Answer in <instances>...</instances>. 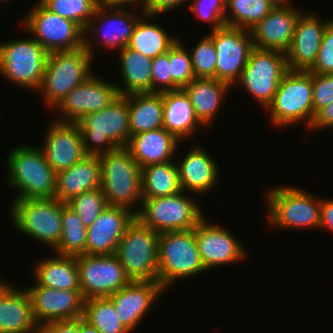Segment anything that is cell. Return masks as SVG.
Segmentation results:
<instances>
[{
    "instance_id": "cell-1",
    "label": "cell",
    "mask_w": 333,
    "mask_h": 333,
    "mask_svg": "<svg viewBox=\"0 0 333 333\" xmlns=\"http://www.w3.org/2000/svg\"><path fill=\"white\" fill-rule=\"evenodd\" d=\"M128 100L119 95L102 110L77 121L86 155L100 156L126 148L130 139Z\"/></svg>"
},
{
    "instance_id": "cell-2",
    "label": "cell",
    "mask_w": 333,
    "mask_h": 333,
    "mask_svg": "<svg viewBox=\"0 0 333 333\" xmlns=\"http://www.w3.org/2000/svg\"><path fill=\"white\" fill-rule=\"evenodd\" d=\"M34 146L19 145L7 155V184L18 192L15 199L55 197L57 173L46 161L40 146Z\"/></svg>"
},
{
    "instance_id": "cell-3",
    "label": "cell",
    "mask_w": 333,
    "mask_h": 333,
    "mask_svg": "<svg viewBox=\"0 0 333 333\" xmlns=\"http://www.w3.org/2000/svg\"><path fill=\"white\" fill-rule=\"evenodd\" d=\"M99 159L101 162L100 188L108 206L125 208L137 215L143 201L141 167L126 148H118L102 154Z\"/></svg>"
},
{
    "instance_id": "cell-4",
    "label": "cell",
    "mask_w": 333,
    "mask_h": 333,
    "mask_svg": "<svg viewBox=\"0 0 333 333\" xmlns=\"http://www.w3.org/2000/svg\"><path fill=\"white\" fill-rule=\"evenodd\" d=\"M93 56L83 46L73 51L48 53L43 79L38 93H42L44 108L53 110L76 86L93 73Z\"/></svg>"
},
{
    "instance_id": "cell-5",
    "label": "cell",
    "mask_w": 333,
    "mask_h": 333,
    "mask_svg": "<svg viewBox=\"0 0 333 333\" xmlns=\"http://www.w3.org/2000/svg\"><path fill=\"white\" fill-rule=\"evenodd\" d=\"M67 206L54 198L13 199L9 207L12 226L54 251L62 235V210Z\"/></svg>"
},
{
    "instance_id": "cell-6",
    "label": "cell",
    "mask_w": 333,
    "mask_h": 333,
    "mask_svg": "<svg viewBox=\"0 0 333 333\" xmlns=\"http://www.w3.org/2000/svg\"><path fill=\"white\" fill-rule=\"evenodd\" d=\"M265 194L267 223L272 228L320 229L321 198L289 185L268 188Z\"/></svg>"
},
{
    "instance_id": "cell-7",
    "label": "cell",
    "mask_w": 333,
    "mask_h": 333,
    "mask_svg": "<svg viewBox=\"0 0 333 333\" xmlns=\"http://www.w3.org/2000/svg\"><path fill=\"white\" fill-rule=\"evenodd\" d=\"M312 73L288 70L282 77L272 102L265 109L274 126H293L300 121L309 129L315 117L312 103Z\"/></svg>"
},
{
    "instance_id": "cell-8",
    "label": "cell",
    "mask_w": 333,
    "mask_h": 333,
    "mask_svg": "<svg viewBox=\"0 0 333 333\" xmlns=\"http://www.w3.org/2000/svg\"><path fill=\"white\" fill-rule=\"evenodd\" d=\"M159 283L167 287L175 281L207 272L195 239V228L162 232L158 239Z\"/></svg>"
},
{
    "instance_id": "cell-9",
    "label": "cell",
    "mask_w": 333,
    "mask_h": 333,
    "mask_svg": "<svg viewBox=\"0 0 333 333\" xmlns=\"http://www.w3.org/2000/svg\"><path fill=\"white\" fill-rule=\"evenodd\" d=\"M191 197L181 191L171 196L143 198L136 219L158 233L194 229L205 215Z\"/></svg>"
},
{
    "instance_id": "cell-10",
    "label": "cell",
    "mask_w": 333,
    "mask_h": 333,
    "mask_svg": "<svg viewBox=\"0 0 333 333\" xmlns=\"http://www.w3.org/2000/svg\"><path fill=\"white\" fill-rule=\"evenodd\" d=\"M48 52L30 35L0 43V74L11 84L40 88Z\"/></svg>"
},
{
    "instance_id": "cell-11",
    "label": "cell",
    "mask_w": 333,
    "mask_h": 333,
    "mask_svg": "<svg viewBox=\"0 0 333 333\" xmlns=\"http://www.w3.org/2000/svg\"><path fill=\"white\" fill-rule=\"evenodd\" d=\"M160 233L142 225L137 219L127 228L115 255L131 281H157L158 239Z\"/></svg>"
},
{
    "instance_id": "cell-12",
    "label": "cell",
    "mask_w": 333,
    "mask_h": 333,
    "mask_svg": "<svg viewBox=\"0 0 333 333\" xmlns=\"http://www.w3.org/2000/svg\"><path fill=\"white\" fill-rule=\"evenodd\" d=\"M23 24L48 53L73 51L84 46V30L74 21L46 9L39 1L25 13Z\"/></svg>"
},
{
    "instance_id": "cell-13",
    "label": "cell",
    "mask_w": 333,
    "mask_h": 333,
    "mask_svg": "<svg viewBox=\"0 0 333 333\" xmlns=\"http://www.w3.org/2000/svg\"><path fill=\"white\" fill-rule=\"evenodd\" d=\"M287 71L285 53L254 48L236 84L242 85L264 110L272 102Z\"/></svg>"
},
{
    "instance_id": "cell-14",
    "label": "cell",
    "mask_w": 333,
    "mask_h": 333,
    "mask_svg": "<svg viewBox=\"0 0 333 333\" xmlns=\"http://www.w3.org/2000/svg\"><path fill=\"white\" fill-rule=\"evenodd\" d=\"M128 9L125 6L98 5L94 16L84 29V47L93 58L96 52L92 46L94 43L90 40L92 38H88V33H94L98 38L100 37L97 39L96 35H92L95 42H98V45L101 43L100 45L106 49L116 48L120 51L128 46L138 20L146 13L144 9H139L140 14L138 15V13H133Z\"/></svg>"
},
{
    "instance_id": "cell-15",
    "label": "cell",
    "mask_w": 333,
    "mask_h": 333,
    "mask_svg": "<svg viewBox=\"0 0 333 333\" xmlns=\"http://www.w3.org/2000/svg\"><path fill=\"white\" fill-rule=\"evenodd\" d=\"M76 263L85 300L110 297L131 282L115 254H83L76 256Z\"/></svg>"
},
{
    "instance_id": "cell-16",
    "label": "cell",
    "mask_w": 333,
    "mask_h": 333,
    "mask_svg": "<svg viewBox=\"0 0 333 333\" xmlns=\"http://www.w3.org/2000/svg\"><path fill=\"white\" fill-rule=\"evenodd\" d=\"M206 34L213 40L217 53L216 79L234 87L254 49L251 32L224 26Z\"/></svg>"
},
{
    "instance_id": "cell-17",
    "label": "cell",
    "mask_w": 333,
    "mask_h": 333,
    "mask_svg": "<svg viewBox=\"0 0 333 333\" xmlns=\"http://www.w3.org/2000/svg\"><path fill=\"white\" fill-rule=\"evenodd\" d=\"M119 96L116 83L106 81L94 73L72 89L53 109L60 116L55 120L77 122L84 115L102 110Z\"/></svg>"
},
{
    "instance_id": "cell-18",
    "label": "cell",
    "mask_w": 333,
    "mask_h": 333,
    "mask_svg": "<svg viewBox=\"0 0 333 333\" xmlns=\"http://www.w3.org/2000/svg\"><path fill=\"white\" fill-rule=\"evenodd\" d=\"M206 219L205 216L195 227L197 248L205 269L246 260L248 252L238 238L219 223Z\"/></svg>"
},
{
    "instance_id": "cell-19",
    "label": "cell",
    "mask_w": 333,
    "mask_h": 333,
    "mask_svg": "<svg viewBox=\"0 0 333 333\" xmlns=\"http://www.w3.org/2000/svg\"><path fill=\"white\" fill-rule=\"evenodd\" d=\"M25 289L30 296L33 315L39 326L83 317L85 298L81 291L57 290L37 284Z\"/></svg>"
},
{
    "instance_id": "cell-20",
    "label": "cell",
    "mask_w": 333,
    "mask_h": 333,
    "mask_svg": "<svg viewBox=\"0 0 333 333\" xmlns=\"http://www.w3.org/2000/svg\"><path fill=\"white\" fill-rule=\"evenodd\" d=\"M46 127L44 145L40 147L46 161L56 172L66 170L85 156L82 135L77 122L51 120Z\"/></svg>"
},
{
    "instance_id": "cell-21",
    "label": "cell",
    "mask_w": 333,
    "mask_h": 333,
    "mask_svg": "<svg viewBox=\"0 0 333 333\" xmlns=\"http://www.w3.org/2000/svg\"><path fill=\"white\" fill-rule=\"evenodd\" d=\"M165 291L157 281H131L109 298L122 325L132 332Z\"/></svg>"
},
{
    "instance_id": "cell-22",
    "label": "cell",
    "mask_w": 333,
    "mask_h": 333,
    "mask_svg": "<svg viewBox=\"0 0 333 333\" xmlns=\"http://www.w3.org/2000/svg\"><path fill=\"white\" fill-rule=\"evenodd\" d=\"M309 12L299 16L291 45L285 53L288 70L309 71L317 58L330 19L321 21L316 13Z\"/></svg>"
},
{
    "instance_id": "cell-23",
    "label": "cell",
    "mask_w": 333,
    "mask_h": 333,
    "mask_svg": "<svg viewBox=\"0 0 333 333\" xmlns=\"http://www.w3.org/2000/svg\"><path fill=\"white\" fill-rule=\"evenodd\" d=\"M136 215L121 207L107 206L87 227V255L115 254L120 240Z\"/></svg>"
},
{
    "instance_id": "cell-24",
    "label": "cell",
    "mask_w": 333,
    "mask_h": 333,
    "mask_svg": "<svg viewBox=\"0 0 333 333\" xmlns=\"http://www.w3.org/2000/svg\"><path fill=\"white\" fill-rule=\"evenodd\" d=\"M302 13L303 11L293 5L273 7L269 14L250 30L254 48L286 53Z\"/></svg>"
},
{
    "instance_id": "cell-25",
    "label": "cell",
    "mask_w": 333,
    "mask_h": 333,
    "mask_svg": "<svg viewBox=\"0 0 333 333\" xmlns=\"http://www.w3.org/2000/svg\"><path fill=\"white\" fill-rule=\"evenodd\" d=\"M192 146L189 152L184 154V159L176 165L182 191L189 192L195 197L207 194L215 188L220 181L218 177L221 170L218 161H215L200 143Z\"/></svg>"
},
{
    "instance_id": "cell-26",
    "label": "cell",
    "mask_w": 333,
    "mask_h": 333,
    "mask_svg": "<svg viewBox=\"0 0 333 333\" xmlns=\"http://www.w3.org/2000/svg\"><path fill=\"white\" fill-rule=\"evenodd\" d=\"M38 330L28 291L1 277L0 333H38Z\"/></svg>"
},
{
    "instance_id": "cell-27",
    "label": "cell",
    "mask_w": 333,
    "mask_h": 333,
    "mask_svg": "<svg viewBox=\"0 0 333 333\" xmlns=\"http://www.w3.org/2000/svg\"><path fill=\"white\" fill-rule=\"evenodd\" d=\"M101 187L99 156H85L70 168L56 174L55 198L67 203L85 191Z\"/></svg>"
},
{
    "instance_id": "cell-28",
    "label": "cell",
    "mask_w": 333,
    "mask_h": 333,
    "mask_svg": "<svg viewBox=\"0 0 333 333\" xmlns=\"http://www.w3.org/2000/svg\"><path fill=\"white\" fill-rule=\"evenodd\" d=\"M181 142L164 128L131 136L126 149L143 168L150 164L173 160Z\"/></svg>"
},
{
    "instance_id": "cell-29",
    "label": "cell",
    "mask_w": 333,
    "mask_h": 333,
    "mask_svg": "<svg viewBox=\"0 0 333 333\" xmlns=\"http://www.w3.org/2000/svg\"><path fill=\"white\" fill-rule=\"evenodd\" d=\"M204 125L195 115L190 99L183 89L163 92V128L183 142L193 138Z\"/></svg>"
},
{
    "instance_id": "cell-30",
    "label": "cell",
    "mask_w": 333,
    "mask_h": 333,
    "mask_svg": "<svg viewBox=\"0 0 333 333\" xmlns=\"http://www.w3.org/2000/svg\"><path fill=\"white\" fill-rule=\"evenodd\" d=\"M230 88V84L215 78H194L183 90L188 95L198 120L204 127H209Z\"/></svg>"
},
{
    "instance_id": "cell-31",
    "label": "cell",
    "mask_w": 333,
    "mask_h": 333,
    "mask_svg": "<svg viewBox=\"0 0 333 333\" xmlns=\"http://www.w3.org/2000/svg\"><path fill=\"white\" fill-rule=\"evenodd\" d=\"M34 283L38 286L70 291H81L76 256L43 257L34 266Z\"/></svg>"
},
{
    "instance_id": "cell-32",
    "label": "cell",
    "mask_w": 333,
    "mask_h": 333,
    "mask_svg": "<svg viewBox=\"0 0 333 333\" xmlns=\"http://www.w3.org/2000/svg\"><path fill=\"white\" fill-rule=\"evenodd\" d=\"M128 100L130 137L163 128V92L133 93Z\"/></svg>"
},
{
    "instance_id": "cell-33",
    "label": "cell",
    "mask_w": 333,
    "mask_h": 333,
    "mask_svg": "<svg viewBox=\"0 0 333 333\" xmlns=\"http://www.w3.org/2000/svg\"><path fill=\"white\" fill-rule=\"evenodd\" d=\"M118 52L120 75L124 83L123 86L116 83L119 95L152 92L153 59L128 47Z\"/></svg>"
},
{
    "instance_id": "cell-34",
    "label": "cell",
    "mask_w": 333,
    "mask_h": 333,
    "mask_svg": "<svg viewBox=\"0 0 333 333\" xmlns=\"http://www.w3.org/2000/svg\"><path fill=\"white\" fill-rule=\"evenodd\" d=\"M155 16L145 13L138 20L127 46L151 59L166 54L179 40L177 36L168 35L159 24L150 22Z\"/></svg>"
},
{
    "instance_id": "cell-35",
    "label": "cell",
    "mask_w": 333,
    "mask_h": 333,
    "mask_svg": "<svg viewBox=\"0 0 333 333\" xmlns=\"http://www.w3.org/2000/svg\"><path fill=\"white\" fill-rule=\"evenodd\" d=\"M176 160L141 168L142 198H157L182 191Z\"/></svg>"
},
{
    "instance_id": "cell-36",
    "label": "cell",
    "mask_w": 333,
    "mask_h": 333,
    "mask_svg": "<svg viewBox=\"0 0 333 333\" xmlns=\"http://www.w3.org/2000/svg\"><path fill=\"white\" fill-rule=\"evenodd\" d=\"M273 7L267 0H226L225 26L250 31Z\"/></svg>"
},
{
    "instance_id": "cell-37",
    "label": "cell",
    "mask_w": 333,
    "mask_h": 333,
    "mask_svg": "<svg viewBox=\"0 0 333 333\" xmlns=\"http://www.w3.org/2000/svg\"><path fill=\"white\" fill-rule=\"evenodd\" d=\"M61 225V239L52 252L67 256L86 254L87 227L69 206L62 210Z\"/></svg>"
},
{
    "instance_id": "cell-38",
    "label": "cell",
    "mask_w": 333,
    "mask_h": 333,
    "mask_svg": "<svg viewBox=\"0 0 333 333\" xmlns=\"http://www.w3.org/2000/svg\"><path fill=\"white\" fill-rule=\"evenodd\" d=\"M83 318L95 326L99 333H130L118 319L114 304L109 297L85 300Z\"/></svg>"
},
{
    "instance_id": "cell-39",
    "label": "cell",
    "mask_w": 333,
    "mask_h": 333,
    "mask_svg": "<svg viewBox=\"0 0 333 333\" xmlns=\"http://www.w3.org/2000/svg\"><path fill=\"white\" fill-rule=\"evenodd\" d=\"M46 9L70 19L83 30L94 16L99 5L98 0H38Z\"/></svg>"
},
{
    "instance_id": "cell-40",
    "label": "cell",
    "mask_w": 333,
    "mask_h": 333,
    "mask_svg": "<svg viewBox=\"0 0 333 333\" xmlns=\"http://www.w3.org/2000/svg\"><path fill=\"white\" fill-rule=\"evenodd\" d=\"M86 227H89L108 206L101 188L85 191L67 202Z\"/></svg>"
},
{
    "instance_id": "cell-41",
    "label": "cell",
    "mask_w": 333,
    "mask_h": 333,
    "mask_svg": "<svg viewBox=\"0 0 333 333\" xmlns=\"http://www.w3.org/2000/svg\"><path fill=\"white\" fill-rule=\"evenodd\" d=\"M190 50L195 78H215L217 53L213 40L205 34Z\"/></svg>"
},
{
    "instance_id": "cell-42",
    "label": "cell",
    "mask_w": 333,
    "mask_h": 333,
    "mask_svg": "<svg viewBox=\"0 0 333 333\" xmlns=\"http://www.w3.org/2000/svg\"><path fill=\"white\" fill-rule=\"evenodd\" d=\"M169 62L172 81L183 89L194 78L189 49L180 39L169 49Z\"/></svg>"
},
{
    "instance_id": "cell-43",
    "label": "cell",
    "mask_w": 333,
    "mask_h": 333,
    "mask_svg": "<svg viewBox=\"0 0 333 333\" xmlns=\"http://www.w3.org/2000/svg\"><path fill=\"white\" fill-rule=\"evenodd\" d=\"M189 7L196 18L212 24L211 31L225 26L226 0H192Z\"/></svg>"
},
{
    "instance_id": "cell-44",
    "label": "cell",
    "mask_w": 333,
    "mask_h": 333,
    "mask_svg": "<svg viewBox=\"0 0 333 333\" xmlns=\"http://www.w3.org/2000/svg\"><path fill=\"white\" fill-rule=\"evenodd\" d=\"M310 73L333 74V18L327 24L319 52Z\"/></svg>"
},
{
    "instance_id": "cell-45",
    "label": "cell",
    "mask_w": 333,
    "mask_h": 333,
    "mask_svg": "<svg viewBox=\"0 0 333 333\" xmlns=\"http://www.w3.org/2000/svg\"><path fill=\"white\" fill-rule=\"evenodd\" d=\"M152 92H164L179 90L180 88L172 81L169 62V51L157 56L152 61Z\"/></svg>"
},
{
    "instance_id": "cell-46",
    "label": "cell",
    "mask_w": 333,
    "mask_h": 333,
    "mask_svg": "<svg viewBox=\"0 0 333 333\" xmlns=\"http://www.w3.org/2000/svg\"><path fill=\"white\" fill-rule=\"evenodd\" d=\"M314 114L333 102V74L312 73Z\"/></svg>"
},
{
    "instance_id": "cell-47",
    "label": "cell",
    "mask_w": 333,
    "mask_h": 333,
    "mask_svg": "<svg viewBox=\"0 0 333 333\" xmlns=\"http://www.w3.org/2000/svg\"><path fill=\"white\" fill-rule=\"evenodd\" d=\"M38 333H80V318L46 323L39 326Z\"/></svg>"
},
{
    "instance_id": "cell-48",
    "label": "cell",
    "mask_w": 333,
    "mask_h": 333,
    "mask_svg": "<svg viewBox=\"0 0 333 333\" xmlns=\"http://www.w3.org/2000/svg\"><path fill=\"white\" fill-rule=\"evenodd\" d=\"M187 1L190 2V0H147L144 10L158 18L159 15L167 14L171 10L179 8L183 3L185 5Z\"/></svg>"
},
{
    "instance_id": "cell-49",
    "label": "cell",
    "mask_w": 333,
    "mask_h": 333,
    "mask_svg": "<svg viewBox=\"0 0 333 333\" xmlns=\"http://www.w3.org/2000/svg\"><path fill=\"white\" fill-rule=\"evenodd\" d=\"M330 128L333 129V102L329 105L321 108L316 114L313 119V122L309 128L310 131L314 129V131H317L316 129L323 130Z\"/></svg>"
},
{
    "instance_id": "cell-50",
    "label": "cell",
    "mask_w": 333,
    "mask_h": 333,
    "mask_svg": "<svg viewBox=\"0 0 333 333\" xmlns=\"http://www.w3.org/2000/svg\"><path fill=\"white\" fill-rule=\"evenodd\" d=\"M320 228L333 232V199L331 198L321 199Z\"/></svg>"
},
{
    "instance_id": "cell-51",
    "label": "cell",
    "mask_w": 333,
    "mask_h": 333,
    "mask_svg": "<svg viewBox=\"0 0 333 333\" xmlns=\"http://www.w3.org/2000/svg\"><path fill=\"white\" fill-rule=\"evenodd\" d=\"M99 4L102 5H110V6H131L135 5L137 6L138 3H140V6L138 4V7L141 9L145 8L147 0H98Z\"/></svg>"
},
{
    "instance_id": "cell-52",
    "label": "cell",
    "mask_w": 333,
    "mask_h": 333,
    "mask_svg": "<svg viewBox=\"0 0 333 333\" xmlns=\"http://www.w3.org/2000/svg\"><path fill=\"white\" fill-rule=\"evenodd\" d=\"M80 333H99L95 326L91 325L83 317L80 318Z\"/></svg>"
},
{
    "instance_id": "cell-53",
    "label": "cell",
    "mask_w": 333,
    "mask_h": 333,
    "mask_svg": "<svg viewBox=\"0 0 333 333\" xmlns=\"http://www.w3.org/2000/svg\"><path fill=\"white\" fill-rule=\"evenodd\" d=\"M269 3H271L274 7L277 6H291L290 0H267Z\"/></svg>"
}]
</instances>
